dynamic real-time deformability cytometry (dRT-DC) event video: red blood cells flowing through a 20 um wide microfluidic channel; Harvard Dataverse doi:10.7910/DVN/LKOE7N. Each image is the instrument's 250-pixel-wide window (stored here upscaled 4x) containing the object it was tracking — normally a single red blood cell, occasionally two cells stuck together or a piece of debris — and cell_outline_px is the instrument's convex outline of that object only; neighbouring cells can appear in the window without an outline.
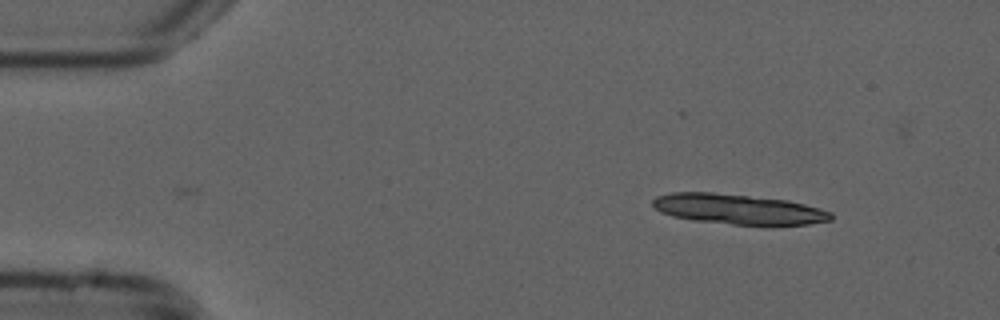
{"species": "common noctule bat (a hibernating species)", "species_latin": "Nyctalus noctula", "temperature_condition": "cold", "stored_images_in_passage": 42, "camera_frame_rate_fps": 3000, "um_per_image_px": 0.085, "animal": {"sex": "male", "forearm_length_mm": 52.5}, "frame": {"image": 1, "passage_image": 1, "time_ms": 0.0, "image_size_px": [1000, 320], "cell_outline_px": [[832, 220], [808, 224], [772, 228], [692, 220], [672, 216], [660, 212], [652, 204], [652, 200], [656, 196], [672, 192], [712, 192], [788, 200], [820, 208], [832, 212]], "centroid_in_image_um": [62.82, 17.81], "position_along_channel_um": 22.2, "area_um2": 32.19}}
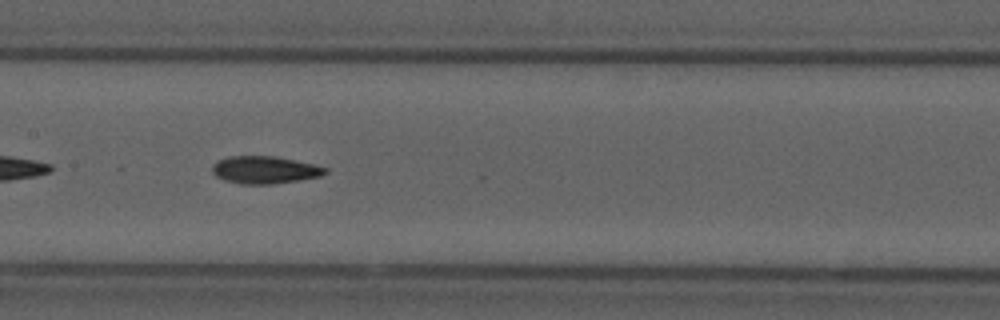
{"frame": {"image": 2, "passage_image": 21, "time_ms": 6.667, "image_size_px": [1000, 320], "cell_outline_px": [[328, 172], [320, 176], [300, 180], [272, 184], [240, 184], [224, 180], [216, 176], [212, 172], [212, 164], [228, 156], [272, 156], [316, 164], [328, 168]], "centroid_in_image_um": [22.51, 14.44], "position_along_channel_um": 184.9, "area_um2": 18.15}}
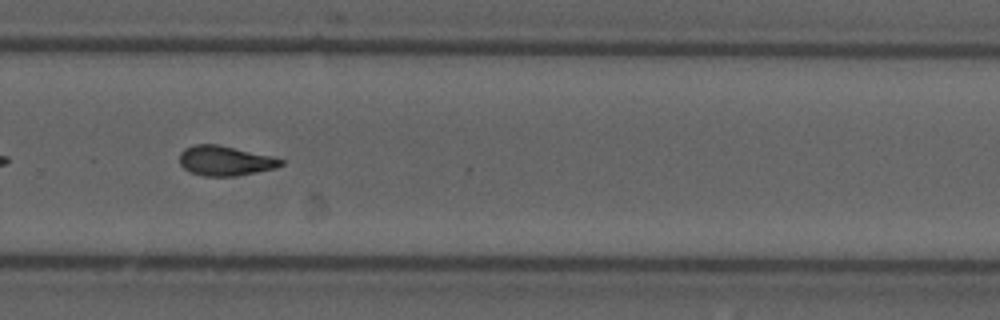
{"frame": {"image": 3, "passage_image": 31, "time_ms": 10.0, "image_size_px": [1000, 320], "cell_outline_px": [[284, 164], [276, 168], [236, 176], [204, 176], [188, 172], [180, 164], [180, 152], [184, 148], [196, 144], [216, 144], [272, 156], [284, 160]], "centroid_in_image_um": [19.12, 13.67], "position_along_channel_um": 310.7, "area_um2": 17.63}, "authors_computed_cell_mechanics": {"area_um2": 18.0914, "velocity_mm_per_s": 3.7898, "shape_relaxation_time_tau1_ms": 8.991, "shape_relaxation_time_tau2_ms": 3.8958, "deformation_change_tau1": 0.2184, "deformation_change_tau2": 0.0893}}